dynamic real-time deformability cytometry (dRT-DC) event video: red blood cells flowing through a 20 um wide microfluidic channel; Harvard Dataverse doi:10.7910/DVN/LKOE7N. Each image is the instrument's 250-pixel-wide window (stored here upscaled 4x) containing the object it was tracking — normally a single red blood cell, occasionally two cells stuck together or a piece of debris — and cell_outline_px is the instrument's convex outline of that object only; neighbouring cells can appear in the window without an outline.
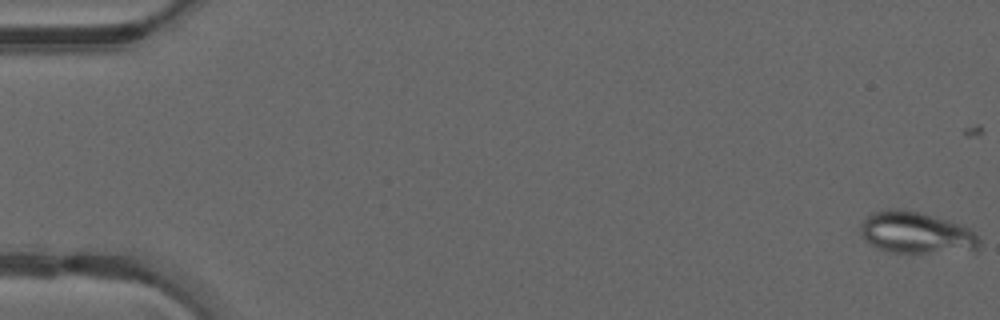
{"species": "common noctule bat (a hibernating species)", "species_latin": "Nyctalus noctula", "temperature_condition": "warm", "stored_images_in_passage": 20, "camera_frame_rate_fps": 3000, "um_per_image_px": 0.085, "animal": {"sex": "male", "forearm_length_mm": 52.5}, "frame": {"image": 1, "passage_image": 1, "time_ms": 0.0, "image_size_px": [1000, 320], "cell_outline_px": [[980, 248], [976, 252], [888, 252], [876, 248], [860, 232], [860, 224], [872, 212], [888, 208], [900, 208], [948, 220], [960, 224], [968, 228], [980, 240]], "centroid_in_image_um": [77.91, 19.79], "position_along_channel_um": 7.1, "area_um2": 28.84}}